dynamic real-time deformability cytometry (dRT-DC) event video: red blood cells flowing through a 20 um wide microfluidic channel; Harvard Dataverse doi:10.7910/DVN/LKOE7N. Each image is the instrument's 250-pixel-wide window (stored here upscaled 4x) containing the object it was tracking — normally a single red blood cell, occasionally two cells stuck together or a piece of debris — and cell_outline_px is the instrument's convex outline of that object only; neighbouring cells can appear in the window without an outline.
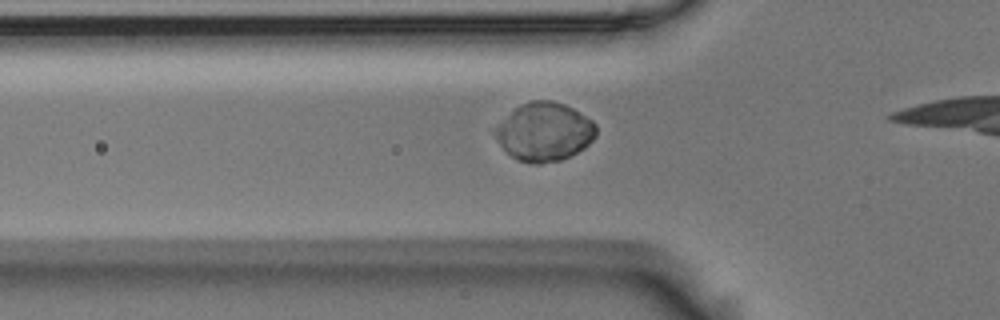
{"species": "Egyptian fruit bat (a non-hibernating species)", "species_latin": "Rousettus aegyptiacus", "temperature_condition": "room temperature", "stored_images_in_passage": 11, "camera_frame_rate_fps": 3000, "um_per_image_px": 0.085, "animal": {"sex": "male"}, "frame": {"image": 1, "passage_image": 5, "time_ms": 1.333, "image_size_px": [1000, 320], "cell_outline_px": [[596, 136], [584, 148], [560, 160], [540, 164], [536, 164], [516, 160], [500, 144], [496, 136], [496, 128], [520, 104], [532, 100], [552, 100], [564, 104], [572, 108], [592, 120], [596, 124]], "centroid_in_image_um": [46.31, 11.21], "position_along_channel_um": 79.5, "area_um2": 33.81}}
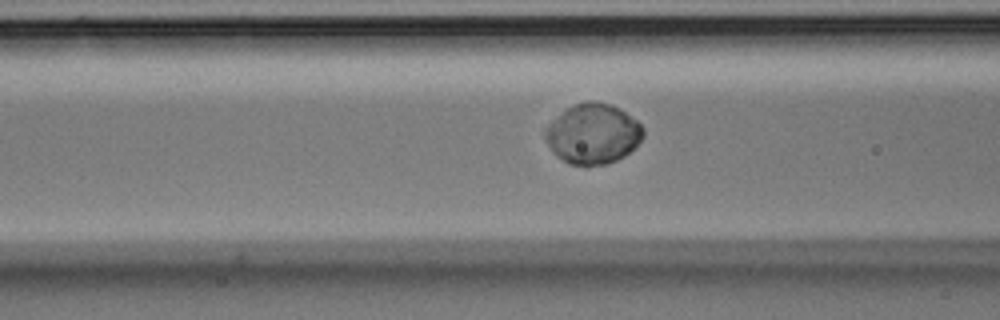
{"frame": {"image": 2, "passage_image": 8, "time_ms": 2.333, "image_size_px": [1000, 320], "cell_outline_px": [[644, 136], [624, 156], [608, 164], [588, 168], [568, 164], [556, 156], [552, 152], [544, 136], [544, 132], [568, 108], [576, 104], [588, 100], [592, 100], [612, 104], [636, 120], [644, 128]], "centroid_in_image_um": [50.41, 11.42], "position_along_channel_um": 116.2, "area_um2": 34.22}}